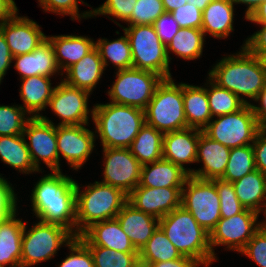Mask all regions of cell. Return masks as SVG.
<instances>
[{
  "instance_id": "cell-1",
  "label": "cell",
  "mask_w": 266,
  "mask_h": 267,
  "mask_svg": "<svg viewBox=\"0 0 266 267\" xmlns=\"http://www.w3.org/2000/svg\"><path fill=\"white\" fill-rule=\"evenodd\" d=\"M31 195L34 215L40 221L61 225L76 237V181L72 177L62 172L44 175Z\"/></svg>"
},
{
  "instance_id": "cell-2",
  "label": "cell",
  "mask_w": 266,
  "mask_h": 267,
  "mask_svg": "<svg viewBox=\"0 0 266 267\" xmlns=\"http://www.w3.org/2000/svg\"><path fill=\"white\" fill-rule=\"evenodd\" d=\"M240 50L235 55L219 60L208 75L216 84L233 92L245 104H251L242 96L255 101L266 84V75L256 55L242 46Z\"/></svg>"
},
{
  "instance_id": "cell-3",
  "label": "cell",
  "mask_w": 266,
  "mask_h": 267,
  "mask_svg": "<svg viewBox=\"0 0 266 267\" xmlns=\"http://www.w3.org/2000/svg\"><path fill=\"white\" fill-rule=\"evenodd\" d=\"M91 118L103 148H129L140 129L146 124L143 109L115 104H96Z\"/></svg>"
},
{
  "instance_id": "cell-4",
  "label": "cell",
  "mask_w": 266,
  "mask_h": 267,
  "mask_svg": "<svg viewBox=\"0 0 266 267\" xmlns=\"http://www.w3.org/2000/svg\"><path fill=\"white\" fill-rule=\"evenodd\" d=\"M159 227L182 256L190 257L206 267L215 260L211 252L209 232L183 206L159 219Z\"/></svg>"
},
{
  "instance_id": "cell-5",
  "label": "cell",
  "mask_w": 266,
  "mask_h": 267,
  "mask_svg": "<svg viewBox=\"0 0 266 267\" xmlns=\"http://www.w3.org/2000/svg\"><path fill=\"white\" fill-rule=\"evenodd\" d=\"M76 182V237L97 222L115 219L128 195L120 188L95 181L82 192Z\"/></svg>"
},
{
  "instance_id": "cell-6",
  "label": "cell",
  "mask_w": 266,
  "mask_h": 267,
  "mask_svg": "<svg viewBox=\"0 0 266 267\" xmlns=\"http://www.w3.org/2000/svg\"><path fill=\"white\" fill-rule=\"evenodd\" d=\"M144 113L145 123L163 134L189 128L184 114L183 83L163 79Z\"/></svg>"
},
{
  "instance_id": "cell-7",
  "label": "cell",
  "mask_w": 266,
  "mask_h": 267,
  "mask_svg": "<svg viewBox=\"0 0 266 267\" xmlns=\"http://www.w3.org/2000/svg\"><path fill=\"white\" fill-rule=\"evenodd\" d=\"M114 23L122 27L128 36L134 68L156 73L163 79L172 78L166 46L153 25L123 27L115 21Z\"/></svg>"
},
{
  "instance_id": "cell-8",
  "label": "cell",
  "mask_w": 266,
  "mask_h": 267,
  "mask_svg": "<svg viewBox=\"0 0 266 267\" xmlns=\"http://www.w3.org/2000/svg\"><path fill=\"white\" fill-rule=\"evenodd\" d=\"M26 225L25 222L21 245V267H30L51 259L62 244L67 246L75 237L68 229L57 224L39 221L27 232Z\"/></svg>"
},
{
  "instance_id": "cell-9",
  "label": "cell",
  "mask_w": 266,
  "mask_h": 267,
  "mask_svg": "<svg viewBox=\"0 0 266 267\" xmlns=\"http://www.w3.org/2000/svg\"><path fill=\"white\" fill-rule=\"evenodd\" d=\"M213 120L203 132L230 149L252 145L256 134L262 129L251 104H245L239 111L217 116Z\"/></svg>"
},
{
  "instance_id": "cell-10",
  "label": "cell",
  "mask_w": 266,
  "mask_h": 267,
  "mask_svg": "<svg viewBox=\"0 0 266 267\" xmlns=\"http://www.w3.org/2000/svg\"><path fill=\"white\" fill-rule=\"evenodd\" d=\"M117 79L108 90L112 103L145 109L163 78L156 73L128 68L117 70Z\"/></svg>"
},
{
  "instance_id": "cell-11",
  "label": "cell",
  "mask_w": 266,
  "mask_h": 267,
  "mask_svg": "<svg viewBox=\"0 0 266 267\" xmlns=\"http://www.w3.org/2000/svg\"><path fill=\"white\" fill-rule=\"evenodd\" d=\"M181 206L209 233L221 218L220 198L212 180L189 175L182 188Z\"/></svg>"
},
{
  "instance_id": "cell-12",
  "label": "cell",
  "mask_w": 266,
  "mask_h": 267,
  "mask_svg": "<svg viewBox=\"0 0 266 267\" xmlns=\"http://www.w3.org/2000/svg\"><path fill=\"white\" fill-rule=\"evenodd\" d=\"M259 213L244 209L229 218H220L216 226L209 233V241L213 258L217 260L214 246H227L228 250L241 252L247 242L260 229L262 222L257 223ZM256 224V225H255Z\"/></svg>"
},
{
  "instance_id": "cell-13",
  "label": "cell",
  "mask_w": 266,
  "mask_h": 267,
  "mask_svg": "<svg viewBox=\"0 0 266 267\" xmlns=\"http://www.w3.org/2000/svg\"><path fill=\"white\" fill-rule=\"evenodd\" d=\"M23 136L35 168L40 172V161H44L52 172H61L57 149L56 125L46 116L31 117L27 122ZM41 159V160H40Z\"/></svg>"
},
{
  "instance_id": "cell-14",
  "label": "cell",
  "mask_w": 266,
  "mask_h": 267,
  "mask_svg": "<svg viewBox=\"0 0 266 267\" xmlns=\"http://www.w3.org/2000/svg\"><path fill=\"white\" fill-rule=\"evenodd\" d=\"M103 155L104 179L101 182L129 195L139 185L142 165L129 148H103Z\"/></svg>"
},
{
  "instance_id": "cell-15",
  "label": "cell",
  "mask_w": 266,
  "mask_h": 267,
  "mask_svg": "<svg viewBox=\"0 0 266 267\" xmlns=\"http://www.w3.org/2000/svg\"><path fill=\"white\" fill-rule=\"evenodd\" d=\"M90 92L61 81L54 89L49 107L61 118L58 125H87L89 122L88 97Z\"/></svg>"
},
{
  "instance_id": "cell-16",
  "label": "cell",
  "mask_w": 266,
  "mask_h": 267,
  "mask_svg": "<svg viewBox=\"0 0 266 267\" xmlns=\"http://www.w3.org/2000/svg\"><path fill=\"white\" fill-rule=\"evenodd\" d=\"M57 149L74 170L80 169L95 147V133L83 125H56ZM61 154V155H60Z\"/></svg>"
},
{
  "instance_id": "cell-17",
  "label": "cell",
  "mask_w": 266,
  "mask_h": 267,
  "mask_svg": "<svg viewBox=\"0 0 266 267\" xmlns=\"http://www.w3.org/2000/svg\"><path fill=\"white\" fill-rule=\"evenodd\" d=\"M182 188H151L138 185L128 195L127 201L137 210L161 219L175 208L181 206Z\"/></svg>"
},
{
  "instance_id": "cell-18",
  "label": "cell",
  "mask_w": 266,
  "mask_h": 267,
  "mask_svg": "<svg viewBox=\"0 0 266 267\" xmlns=\"http://www.w3.org/2000/svg\"><path fill=\"white\" fill-rule=\"evenodd\" d=\"M17 14L0 23V30L13 56L31 53L47 38L36 22Z\"/></svg>"
},
{
  "instance_id": "cell-19",
  "label": "cell",
  "mask_w": 266,
  "mask_h": 267,
  "mask_svg": "<svg viewBox=\"0 0 266 267\" xmlns=\"http://www.w3.org/2000/svg\"><path fill=\"white\" fill-rule=\"evenodd\" d=\"M202 131L189 127L165 133L163 135V159L180 166L190 175L194 169H187L184 164L196 162L198 142Z\"/></svg>"
},
{
  "instance_id": "cell-20",
  "label": "cell",
  "mask_w": 266,
  "mask_h": 267,
  "mask_svg": "<svg viewBox=\"0 0 266 267\" xmlns=\"http://www.w3.org/2000/svg\"><path fill=\"white\" fill-rule=\"evenodd\" d=\"M230 148L212 140L203 131L200 134L196 162H202L203 168L193 170V177L213 180L222 178L229 160Z\"/></svg>"
},
{
  "instance_id": "cell-21",
  "label": "cell",
  "mask_w": 266,
  "mask_h": 267,
  "mask_svg": "<svg viewBox=\"0 0 266 267\" xmlns=\"http://www.w3.org/2000/svg\"><path fill=\"white\" fill-rule=\"evenodd\" d=\"M78 238L85 245L101 246L121 252H138L116 218L92 224Z\"/></svg>"
},
{
  "instance_id": "cell-22",
  "label": "cell",
  "mask_w": 266,
  "mask_h": 267,
  "mask_svg": "<svg viewBox=\"0 0 266 267\" xmlns=\"http://www.w3.org/2000/svg\"><path fill=\"white\" fill-rule=\"evenodd\" d=\"M116 219L138 252L159 226V219L137 210L128 201L123 205Z\"/></svg>"
},
{
  "instance_id": "cell-23",
  "label": "cell",
  "mask_w": 266,
  "mask_h": 267,
  "mask_svg": "<svg viewBox=\"0 0 266 267\" xmlns=\"http://www.w3.org/2000/svg\"><path fill=\"white\" fill-rule=\"evenodd\" d=\"M12 61H16L14 67L21 75L20 79L30 76L51 78L56 72H60L55 60L54 47L48 38L31 53L13 56Z\"/></svg>"
},
{
  "instance_id": "cell-24",
  "label": "cell",
  "mask_w": 266,
  "mask_h": 267,
  "mask_svg": "<svg viewBox=\"0 0 266 267\" xmlns=\"http://www.w3.org/2000/svg\"><path fill=\"white\" fill-rule=\"evenodd\" d=\"M148 164L141 167L139 186L151 188L183 187L189 176L180 166L163 158Z\"/></svg>"
},
{
  "instance_id": "cell-25",
  "label": "cell",
  "mask_w": 266,
  "mask_h": 267,
  "mask_svg": "<svg viewBox=\"0 0 266 267\" xmlns=\"http://www.w3.org/2000/svg\"><path fill=\"white\" fill-rule=\"evenodd\" d=\"M105 71L99 51L94 47L79 62L68 68L65 79L66 84L92 92Z\"/></svg>"
},
{
  "instance_id": "cell-26",
  "label": "cell",
  "mask_w": 266,
  "mask_h": 267,
  "mask_svg": "<svg viewBox=\"0 0 266 267\" xmlns=\"http://www.w3.org/2000/svg\"><path fill=\"white\" fill-rule=\"evenodd\" d=\"M12 215L0 220V267H21L22 234L25 223Z\"/></svg>"
},
{
  "instance_id": "cell-27",
  "label": "cell",
  "mask_w": 266,
  "mask_h": 267,
  "mask_svg": "<svg viewBox=\"0 0 266 267\" xmlns=\"http://www.w3.org/2000/svg\"><path fill=\"white\" fill-rule=\"evenodd\" d=\"M47 38L54 47L57 66L63 71L79 62L95 47L94 40L86 36L58 35Z\"/></svg>"
},
{
  "instance_id": "cell-28",
  "label": "cell",
  "mask_w": 266,
  "mask_h": 267,
  "mask_svg": "<svg viewBox=\"0 0 266 267\" xmlns=\"http://www.w3.org/2000/svg\"><path fill=\"white\" fill-rule=\"evenodd\" d=\"M234 4L230 0H214L202 11L204 35L209 33L216 38H226L233 31Z\"/></svg>"
},
{
  "instance_id": "cell-29",
  "label": "cell",
  "mask_w": 266,
  "mask_h": 267,
  "mask_svg": "<svg viewBox=\"0 0 266 267\" xmlns=\"http://www.w3.org/2000/svg\"><path fill=\"white\" fill-rule=\"evenodd\" d=\"M20 96L24 102L21 107L32 117H40V111L49 105L54 89L46 76H30L21 79Z\"/></svg>"
},
{
  "instance_id": "cell-30",
  "label": "cell",
  "mask_w": 266,
  "mask_h": 267,
  "mask_svg": "<svg viewBox=\"0 0 266 267\" xmlns=\"http://www.w3.org/2000/svg\"><path fill=\"white\" fill-rule=\"evenodd\" d=\"M232 184L237 198L246 209L253 210L257 213L264 211L262 213L265 214L266 174L256 169Z\"/></svg>"
},
{
  "instance_id": "cell-31",
  "label": "cell",
  "mask_w": 266,
  "mask_h": 267,
  "mask_svg": "<svg viewBox=\"0 0 266 267\" xmlns=\"http://www.w3.org/2000/svg\"><path fill=\"white\" fill-rule=\"evenodd\" d=\"M183 101L187 126L203 130L212 120L206 88L183 83Z\"/></svg>"
},
{
  "instance_id": "cell-32",
  "label": "cell",
  "mask_w": 266,
  "mask_h": 267,
  "mask_svg": "<svg viewBox=\"0 0 266 267\" xmlns=\"http://www.w3.org/2000/svg\"><path fill=\"white\" fill-rule=\"evenodd\" d=\"M0 158L23 174L38 172L32 162L23 134L0 136Z\"/></svg>"
},
{
  "instance_id": "cell-33",
  "label": "cell",
  "mask_w": 266,
  "mask_h": 267,
  "mask_svg": "<svg viewBox=\"0 0 266 267\" xmlns=\"http://www.w3.org/2000/svg\"><path fill=\"white\" fill-rule=\"evenodd\" d=\"M163 133L145 124L134 138L129 150L141 165L163 158Z\"/></svg>"
},
{
  "instance_id": "cell-34",
  "label": "cell",
  "mask_w": 266,
  "mask_h": 267,
  "mask_svg": "<svg viewBox=\"0 0 266 267\" xmlns=\"http://www.w3.org/2000/svg\"><path fill=\"white\" fill-rule=\"evenodd\" d=\"M204 33L197 28H180L172 41L166 45L169 61L172 59L170 52L186 59L194 60L202 56L204 47Z\"/></svg>"
},
{
  "instance_id": "cell-35",
  "label": "cell",
  "mask_w": 266,
  "mask_h": 267,
  "mask_svg": "<svg viewBox=\"0 0 266 267\" xmlns=\"http://www.w3.org/2000/svg\"><path fill=\"white\" fill-rule=\"evenodd\" d=\"M124 34V36L113 41L99 38L95 42V47L99 51L104 67L109 65L108 62L112 63L117 70L133 67L130 42L125 32Z\"/></svg>"
},
{
  "instance_id": "cell-36",
  "label": "cell",
  "mask_w": 266,
  "mask_h": 267,
  "mask_svg": "<svg viewBox=\"0 0 266 267\" xmlns=\"http://www.w3.org/2000/svg\"><path fill=\"white\" fill-rule=\"evenodd\" d=\"M138 255L140 259L150 263L171 261L182 257L181 253L171 243L159 226L148 242L138 252Z\"/></svg>"
},
{
  "instance_id": "cell-37",
  "label": "cell",
  "mask_w": 266,
  "mask_h": 267,
  "mask_svg": "<svg viewBox=\"0 0 266 267\" xmlns=\"http://www.w3.org/2000/svg\"><path fill=\"white\" fill-rule=\"evenodd\" d=\"M208 79L211 88H206V93L212 118L239 111L245 105L233 92L220 87L210 77Z\"/></svg>"
},
{
  "instance_id": "cell-38",
  "label": "cell",
  "mask_w": 266,
  "mask_h": 267,
  "mask_svg": "<svg viewBox=\"0 0 266 267\" xmlns=\"http://www.w3.org/2000/svg\"><path fill=\"white\" fill-rule=\"evenodd\" d=\"M254 170L256 167L252 145L231 148L222 179L233 183Z\"/></svg>"
},
{
  "instance_id": "cell-39",
  "label": "cell",
  "mask_w": 266,
  "mask_h": 267,
  "mask_svg": "<svg viewBox=\"0 0 266 267\" xmlns=\"http://www.w3.org/2000/svg\"><path fill=\"white\" fill-rule=\"evenodd\" d=\"M91 252L95 267H134L138 252H121L101 246L86 245Z\"/></svg>"
},
{
  "instance_id": "cell-40",
  "label": "cell",
  "mask_w": 266,
  "mask_h": 267,
  "mask_svg": "<svg viewBox=\"0 0 266 267\" xmlns=\"http://www.w3.org/2000/svg\"><path fill=\"white\" fill-rule=\"evenodd\" d=\"M28 113L20 106L0 105V136H12L23 134L31 115L25 118Z\"/></svg>"
},
{
  "instance_id": "cell-41",
  "label": "cell",
  "mask_w": 266,
  "mask_h": 267,
  "mask_svg": "<svg viewBox=\"0 0 266 267\" xmlns=\"http://www.w3.org/2000/svg\"><path fill=\"white\" fill-rule=\"evenodd\" d=\"M216 185V190L220 198L221 218H229L241 213L245 207L236 196L233 184L222 178L212 180Z\"/></svg>"
},
{
  "instance_id": "cell-42",
  "label": "cell",
  "mask_w": 266,
  "mask_h": 267,
  "mask_svg": "<svg viewBox=\"0 0 266 267\" xmlns=\"http://www.w3.org/2000/svg\"><path fill=\"white\" fill-rule=\"evenodd\" d=\"M165 13L162 0H137L128 26L153 25Z\"/></svg>"
},
{
  "instance_id": "cell-43",
  "label": "cell",
  "mask_w": 266,
  "mask_h": 267,
  "mask_svg": "<svg viewBox=\"0 0 266 267\" xmlns=\"http://www.w3.org/2000/svg\"><path fill=\"white\" fill-rule=\"evenodd\" d=\"M67 247L71 253L58 267H95L90 249L78 237H74Z\"/></svg>"
},
{
  "instance_id": "cell-44",
  "label": "cell",
  "mask_w": 266,
  "mask_h": 267,
  "mask_svg": "<svg viewBox=\"0 0 266 267\" xmlns=\"http://www.w3.org/2000/svg\"><path fill=\"white\" fill-rule=\"evenodd\" d=\"M44 11L56 13L58 15H69L72 20L88 18L92 16V10L79 14L78 0H38Z\"/></svg>"
},
{
  "instance_id": "cell-45",
  "label": "cell",
  "mask_w": 266,
  "mask_h": 267,
  "mask_svg": "<svg viewBox=\"0 0 266 267\" xmlns=\"http://www.w3.org/2000/svg\"><path fill=\"white\" fill-rule=\"evenodd\" d=\"M137 0H106L99 8H94L92 16L111 15L127 22L132 15Z\"/></svg>"
},
{
  "instance_id": "cell-46",
  "label": "cell",
  "mask_w": 266,
  "mask_h": 267,
  "mask_svg": "<svg viewBox=\"0 0 266 267\" xmlns=\"http://www.w3.org/2000/svg\"><path fill=\"white\" fill-rule=\"evenodd\" d=\"M240 253L255 261L260 267H266V228L263 225Z\"/></svg>"
},
{
  "instance_id": "cell-47",
  "label": "cell",
  "mask_w": 266,
  "mask_h": 267,
  "mask_svg": "<svg viewBox=\"0 0 266 267\" xmlns=\"http://www.w3.org/2000/svg\"><path fill=\"white\" fill-rule=\"evenodd\" d=\"M171 14L180 28L201 29L202 27V11L193 4L186 3L173 10Z\"/></svg>"
},
{
  "instance_id": "cell-48",
  "label": "cell",
  "mask_w": 266,
  "mask_h": 267,
  "mask_svg": "<svg viewBox=\"0 0 266 267\" xmlns=\"http://www.w3.org/2000/svg\"><path fill=\"white\" fill-rule=\"evenodd\" d=\"M153 26L161 42L165 46L172 41L174 35L177 34L180 29L179 24L169 12H165L159 16Z\"/></svg>"
},
{
  "instance_id": "cell-49",
  "label": "cell",
  "mask_w": 266,
  "mask_h": 267,
  "mask_svg": "<svg viewBox=\"0 0 266 267\" xmlns=\"http://www.w3.org/2000/svg\"><path fill=\"white\" fill-rule=\"evenodd\" d=\"M17 194L12 184L0 175V216L6 218L17 210Z\"/></svg>"
},
{
  "instance_id": "cell-50",
  "label": "cell",
  "mask_w": 266,
  "mask_h": 267,
  "mask_svg": "<svg viewBox=\"0 0 266 267\" xmlns=\"http://www.w3.org/2000/svg\"><path fill=\"white\" fill-rule=\"evenodd\" d=\"M252 147L256 169L266 174V132L264 130L261 129L256 134Z\"/></svg>"
},
{
  "instance_id": "cell-51",
  "label": "cell",
  "mask_w": 266,
  "mask_h": 267,
  "mask_svg": "<svg viewBox=\"0 0 266 267\" xmlns=\"http://www.w3.org/2000/svg\"><path fill=\"white\" fill-rule=\"evenodd\" d=\"M261 25V29L246 39L243 47L254 55L266 54V24Z\"/></svg>"
},
{
  "instance_id": "cell-52",
  "label": "cell",
  "mask_w": 266,
  "mask_h": 267,
  "mask_svg": "<svg viewBox=\"0 0 266 267\" xmlns=\"http://www.w3.org/2000/svg\"><path fill=\"white\" fill-rule=\"evenodd\" d=\"M13 55L8 47L6 39L0 30V83L3 80L4 75L11 66Z\"/></svg>"
},
{
  "instance_id": "cell-53",
  "label": "cell",
  "mask_w": 266,
  "mask_h": 267,
  "mask_svg": "<svg viewBox=\"0 0 266 267\" xmlns=\"http://www.w3.org/2000/svg\"><path fill=\"white\" fill-rule=\"evenodd\" d=\"M255 101H259L261 103L260 106H256L254 104H251L254 114L257 117L259 125L262 127L266 123V84L264 88L260 91L258 97Z\"/></svg>"
},
{
  "instance_id": "cell-54",
  "label": "cell",
  "mask_w": 266,
  "mask_h": 267,
  "mask_svg": "<svg viewBox=\"0 0 266 267\" xmlns=\"http://www.w3.org/2000/svg\"><path fill=\"white\" fill-rule=\"evenodd\" d=\"M199 263L194 259L182 256L179 259L154 263V267H199Z\"/></svg>"
},
{
  "instance_id": "cell-55",
  "label": "cell",
  "mask_w": 266,
  "mask_h": 267,
  "mask_svg": "<svg viewBox=\"0 0 266 267\" xmlns=\"http://www.w3.org/2000/svg\"><path fill=\"white\" fill-rule=\"evenodd\" d=\"M18 12L14 0H0V23L12 18Z\"/></svg>"
},
{
  "instance_id": "cell-56",
  "label": "cell",
  "mask_w": 266,
  "mask_h": 267,
  "mask_svg": "<svg viewBox=\"0 0 266 267\" xmlns=\"http://www.w3.org/2000/svg\"><path fill=\"white\" fill-rule=\"evenodd\" d=\"M246 20L255 22L257 25L266 24V0H263Z\"/></svg>"
},
{
  "instance_id": "cell-57",
  "label": "cell",
  "mask_w": 266,
  "mask_h": 267,
  "mask_svg": "<svg viewBox=\"0 0 266 267\" xmlns=\"http://www.w3.org/2000/svg\"><path fill=\"white\" fill-rule=\"evenodd\" d=\"M233 4H246L245 18H248L263 0H230Z\"/></svg>"
},
{
  "instance_id": "cell-58",
  "label": "cell",
  "mask_w": 266,
  "mask_h": 267,
  "mask_svg": "<svg viewBox=\"0 0 266 267\" xmlns=\"http://www.w3.org/2000/svg\"><path fill=\"white\" fill-rule=\"evenodd\" d=\"M165 12L171 13L173 10L185 5L187 0H162Z\"/></svg>"
},
{
  "instance_id": "cell-59",
  "label": "cell",
  "mask_w": 266,
  "mask_h": 267,
  "mask_svg": "<svg viewBox=\"0 0 266 267\" xmlns=\"http://www.w3.org/2000/svg\"><path fill=\"white\" fill-rule=\"evenodd\" d=\"M212 1L214 0H187L188 3L197 6L201 11H203Z\"/></svg>"
},
{
  "instance_id": "cell-60",
  "label": "cell",
  "mask_w": 266,
  "mask_h": 267,
  "mask_svg": "<svg viewBox=\"0 0 266 267\" xmlns=\"http://www.w3.org/2000/svg\"><path fill=\"white\" fill-rule=\"evenodd\" d=\"M134 267H154V263H150L138 258L134 264Z\"/></svg>"
},
{
  "instance_id": "cell-61",
  "label": "cell",
  "mask_w": 266,
  "mask_h": 267,
  "mask_svg": "<svg viewBox=\"0 0 266 267\" xmlns=\"http://www.w3.org/2000/svg\"><path fill=\"white\" fill-rule=\"evenodd\" d=\"M256 56L260 60L263 71L265 72V75H266V54H261V55H256Z\"/></svg>"
},
{
  "instance_id": "cell-62",
  "label": "cell",
  "mask_w": 266,
  "mask_h": 267,
  "mask_svg": "<svg viewBox=\"0 0 266 267\" xmlns=\"http://www.w3.org/2000/svg\"><path fill=\"white\" fill-rule=\"evenodd\" d=\"M265 219H266V212H265ZM262 225L266 228V221L262 222Z\"/></svg>"
},
{
  "instance_id": "cell-63",
  "label": "cell",
  "mask_w": 266,
  "mask_h": 267,
  "mask_svg": "<svg viewBox=\"0 0 266 267\" xmlns=\"http://www.w3.org/2000/svg\"><path fill=\"white\" fill-rule=\"evenodd\" d=\"M262 130L266 132V123L262 126Z\"/></svg>"
}]
</instances>
